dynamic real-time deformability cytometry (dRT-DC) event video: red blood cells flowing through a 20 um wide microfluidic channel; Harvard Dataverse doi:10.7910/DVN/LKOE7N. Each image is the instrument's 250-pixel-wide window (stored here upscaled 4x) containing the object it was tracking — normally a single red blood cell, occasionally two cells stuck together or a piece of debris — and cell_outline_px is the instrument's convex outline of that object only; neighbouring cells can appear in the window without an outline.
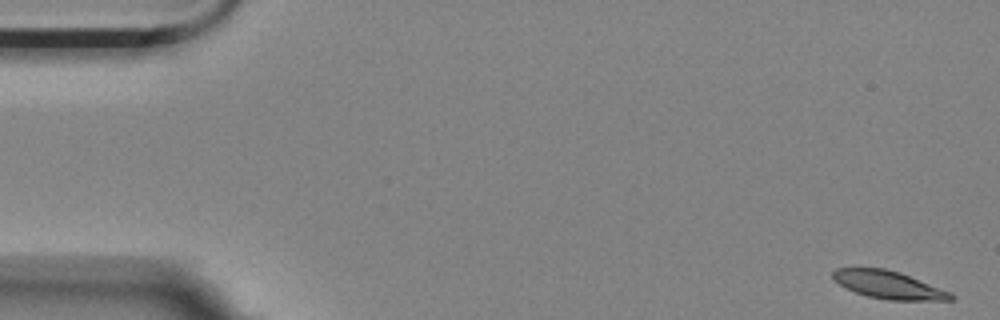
{"species": "Egyptian fruit bat (a non-hibernating species)", "species_latin": "Rousettus aegyptiacus", "temperature_condition": "room temperature", "stored_images_in_passage": 57, "camera_frame_rate_fps": 3000, "um_per_image_px": 0.085, "animal": {"sex": "female"}, "frame": {"image": 1, "passage_image": 1, "time_ms": 0.0, "image_size_px": [1000, 320], "cell_outline_px": [[956, 296], [952, 300], [888, 300], [868, 296], [844, 288], [832, 276], [832, 272], [836, 268], [884, 268], [900, 272], [952, 292]], "centroid_in_image_um": [75.56, 24.21], "position_along_channel_um": 9.4, "area_um2": 19.07}}
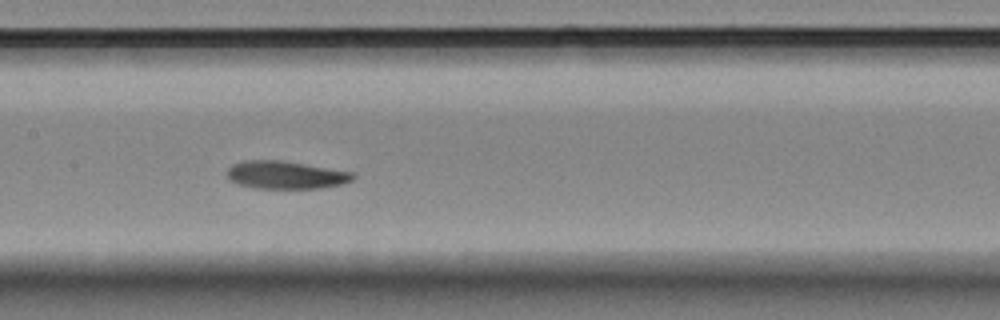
{"frame": {"image": 2, "passage_image": 27, "time_ms": 8.667, "image_size_px": [1000, 320], "cell_outline_px": [[356, 176], [352, 180], [344, 184], [320, 188], [256, 188], [240, 184], [228, 180], [228, 168], [232, 164], [244, 160], [280, 160], [356, 172]], "centroid_in_image_um": [24.33, 14.86], "position_along_channel_um": 183.1, "area_um2": 20.52}}
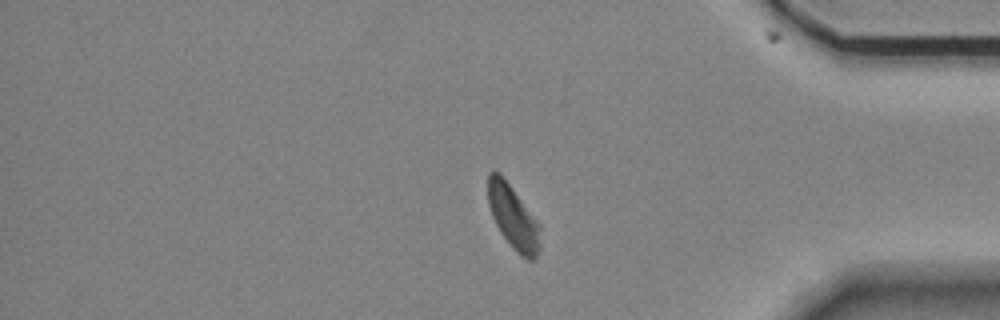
{"frame": {"image": 3, "passage_image": 47, "time_ms": 15.333, "image_size_px": [1000, 320], "cell_outline_px": [[540, 248], [536, 260], [528, 260], [520, 256], [512, 248], [500, 232], [492, 216], [488, 204], [488, 172], [500, 172], [540, 224]], "centroid_in_image_um": [43.63, 18.5], "position_along_channel_um": 391.6, "area_um2": 19.54}, "authors_computed_cell_mechanics": {"area_um2": 20.519, "velocity_mm_per_s": 3.4764, "shape_relaxation_time_tau1_ms": 3.344, "shape_relaxation_time_tau2_ms": 2.7551, "deformation_change_tau1": 0.12, "deformation_change_tau2": 0.0801}}